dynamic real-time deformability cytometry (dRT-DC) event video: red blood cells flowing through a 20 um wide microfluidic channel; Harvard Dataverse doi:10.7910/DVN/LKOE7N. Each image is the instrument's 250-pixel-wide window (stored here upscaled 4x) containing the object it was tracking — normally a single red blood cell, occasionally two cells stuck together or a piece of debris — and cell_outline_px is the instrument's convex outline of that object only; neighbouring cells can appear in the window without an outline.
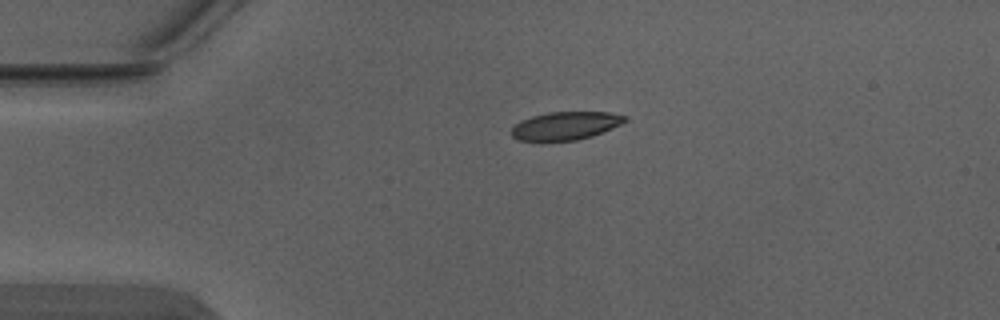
{"species": "Egyptian fruit bat (a non-hibernating species)", "species_latin": "Rousettus aegyptiacus", "temperature_condition": "warm", "stored_images_in_passage": 3, "segment_of_instrument_passage": [1, 2], "camera_frame_rate_fps": 3000, "um_per_image_px": 0.085, "animal": {"sex": "male"}, "frame": {"image": 1, "passage_image": 1, "time_ms": 0.0, "image_size_px": [1000, 320], "cell_outline_px": [[628, 120], [612, 128], [592, 136], [576, 140], [520, 140], [512, 136], [508, 132], [520, 120], [532, 116], [548, 112], [612, 112], [628, 116]], "centroid_in_image_um": [48.08, 10.67], "position_along_channel_um": 36.9, "area_um2": 18.55}}